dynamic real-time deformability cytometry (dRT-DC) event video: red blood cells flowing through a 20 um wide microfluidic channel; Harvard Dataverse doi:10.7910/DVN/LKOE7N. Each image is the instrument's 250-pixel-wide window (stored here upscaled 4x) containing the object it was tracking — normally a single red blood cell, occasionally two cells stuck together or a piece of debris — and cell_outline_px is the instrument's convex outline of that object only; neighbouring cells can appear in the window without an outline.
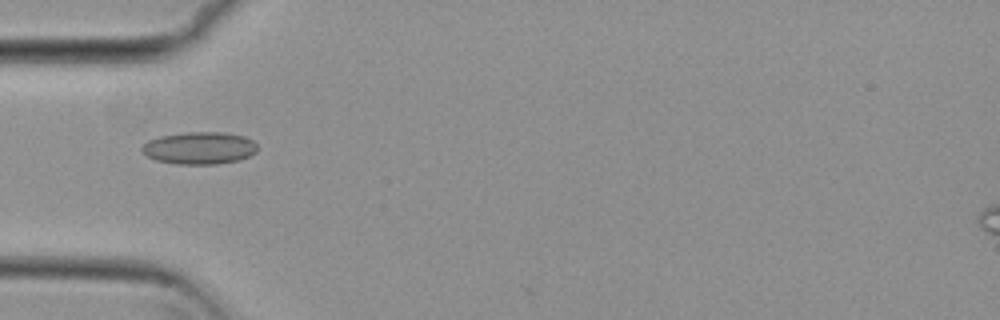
{"species": "common noctule bat (a hibernating species)", "species_latin": "Nyctalus noctula", "temperature_condition": "cold", "stored_images_in_passage": 6, "camera_frame_rate_fps": 3000, "um_per_image_px": 0.085, "animal": {"sex": "female", "body_mass_g": 29.2, "forearm_length_mm": 56.3}, "frame": {"image": 1, "passage_image": 3, "time_ms": 0.667, "image_size_px": [1000, 320], "cell_outline_px": [[256, 152], [240, 160], [216, 164], [176, 164], [156, 160], [148, 156], [140, 148], [148, 140], [160, 136], [188, 132], [224, 132], [244, 136], [252, 140], [256, 144]], "centroid_in_image_um": [16.96, 12.58], "position_along_channel_um": 68.0, "area_um2": 21.68}}